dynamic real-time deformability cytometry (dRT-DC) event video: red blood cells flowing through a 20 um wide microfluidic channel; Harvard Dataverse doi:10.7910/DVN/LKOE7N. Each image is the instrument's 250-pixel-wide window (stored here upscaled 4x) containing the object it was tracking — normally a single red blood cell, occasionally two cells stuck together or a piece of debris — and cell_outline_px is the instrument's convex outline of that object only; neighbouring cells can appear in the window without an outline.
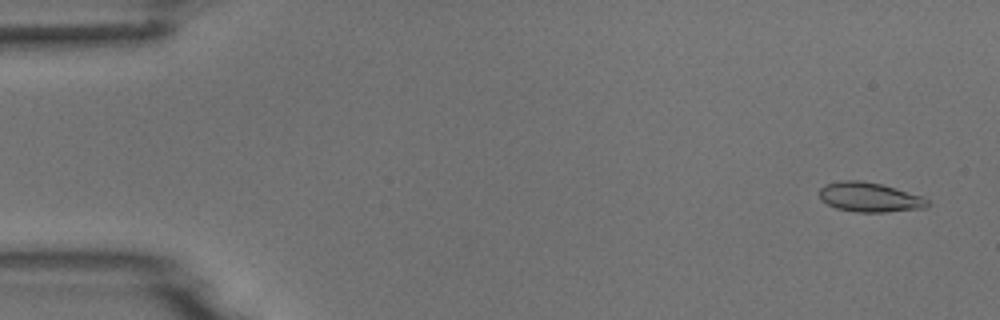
{"species": "common noctule bat (a hibernating species)", "species_latin": "Nyctalus noctula", "temperature_condition": "room temperature", "stored_images_in_passage": 54, "camera_frame_rate_fps": 3000, "um_per_image_px": 0.085, "animal": {"sex": "male", "body_mass_g": 18.8}, "frame": {"image": 1, "passage_image": 3, "time_ms": 0.667, "image_size_px": [1000, 320], "cell_outline_px": [[928, 204], [924, 208], [884, 212], [856, 212], [836, 208], [820, 200], [820, 188], [824, 184], [840, 180], [860, 180], [880, 184], [920, 196], [928, 200]], "centroid_in_image_um": [73.84, 16.76], "position_along_channel_um": 11.2, "area_um2": 18.38}}
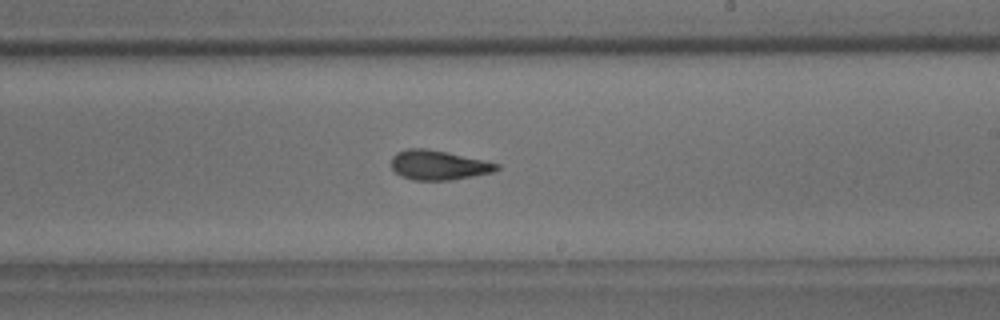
{"frame": {"image": 2, "passage_image": 32, "time_ms": 10.333, "image_size_px": [1000, 320], "cell_outline_px": [[500, 168], [496, 172], [448, 180], [412, 180], [400, 176], [392, 168], [392, 156], [396, 152], [408, 148], [428, 148], [448, 152], [484, 160], [500, 164]], "centroid_in_image_um": [37.28, 14.02], "position_along_channel_um": 251.7, "area_um2": 18.32}}
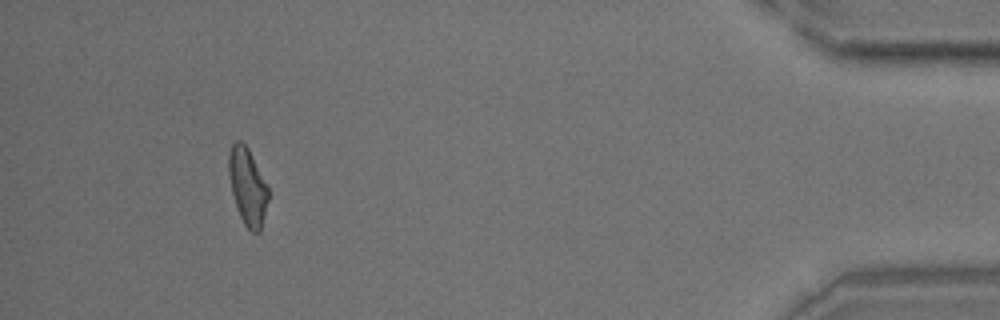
{"frame": {"image": 3, "passage_image": 50, "time_ms": 16.333, "image_size_px": [1000, 320], "cell_outline_px": [[268, 200], [260, 232], [252, 232], [244, 224], [240, 216], [232, 192], [228, 172], [228, 152], [232, 144], [236, 140], [240, 140], [248, 148], [268, 184]], "centroid_in_image_um": [21.04, 15.82], "position_along_channel_um": 414.2, "area_um2": 17.74}}